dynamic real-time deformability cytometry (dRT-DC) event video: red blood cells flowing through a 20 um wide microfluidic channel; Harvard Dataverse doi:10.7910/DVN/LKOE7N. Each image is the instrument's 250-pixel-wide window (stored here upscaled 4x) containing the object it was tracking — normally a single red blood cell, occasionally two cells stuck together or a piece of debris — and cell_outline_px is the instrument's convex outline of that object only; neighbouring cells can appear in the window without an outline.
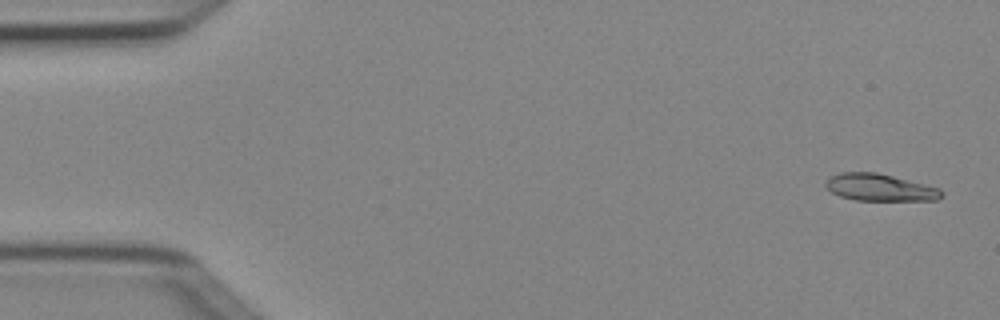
{"species": "Egyptian fruit bat (a non-hibernating species)", "species_latin": "Rousettus aegyptiacus", "temperature_condition": "cold", "stored_images_in_passage": 5, "camera_frame_rate_fps": 3000, "um_per_image_px": 0.085, "animal": {"sex": "female"}, "frame": {"image": 1, "passage_image": 1, "time_ms": 0.0, "image_size_px": [1000, 320], "cell_outline_px": [[944, 196], [936, 200], [856, 200], [840, 196], [832, 192], [824, 184], [832, 176], [840, 172], [876, 172], [940, 188], [944, 192]], "centroid_in_image_um": [74.82, 15.94], "position_along_channel_um": 10.2, "area_um2": 18.09}}
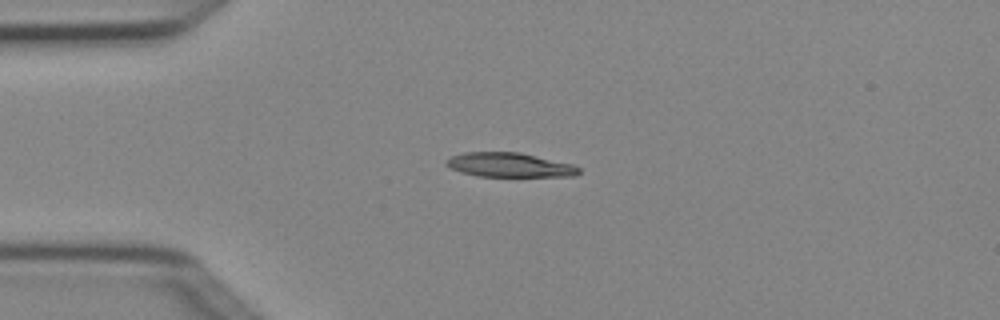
{"frame": {"image": 2, "passage_image": 4, "time_ms": 1.0, "image_size_px": [1000, 320], "cell_outline_px": [[580, 172], [576, 176], [476, 176], [460, 172], [444, 164], [444, 160], [452, 156], [464, 152], [520, 152], [572, 164], [580, 168]], "centroid_in_image_um": [43.28, 14.02], "position_along_channel_um": 41.7, "area_um2": 18.79}}
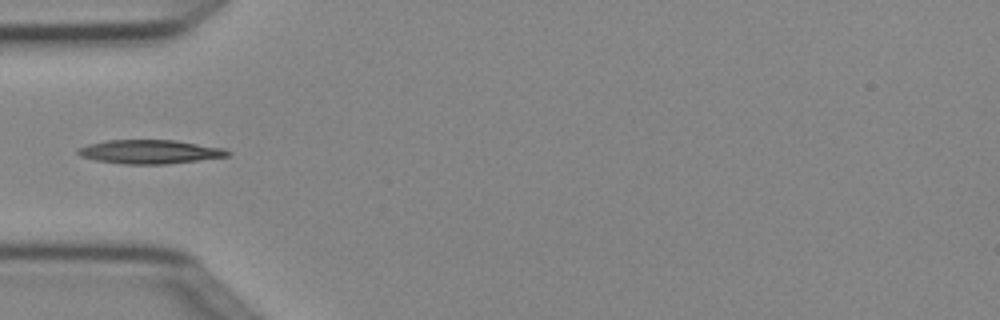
{"frame": {"image": 3, "passage_image": 5, "time_ms": 1.333, "image_size_px": [1000, 320], "cell_outline_px": [[232, 152], [228, 156], [164, 164], [124, 164], [96, 160], [80, 156], [76, 152], [80, 148], [88, 144], [108, 140], [176, 140], [224, 148]], "centroid_in_image_um": [12.74, 12.89], "position_along_channel_um": 72.3, "area_um2": 20.63}}